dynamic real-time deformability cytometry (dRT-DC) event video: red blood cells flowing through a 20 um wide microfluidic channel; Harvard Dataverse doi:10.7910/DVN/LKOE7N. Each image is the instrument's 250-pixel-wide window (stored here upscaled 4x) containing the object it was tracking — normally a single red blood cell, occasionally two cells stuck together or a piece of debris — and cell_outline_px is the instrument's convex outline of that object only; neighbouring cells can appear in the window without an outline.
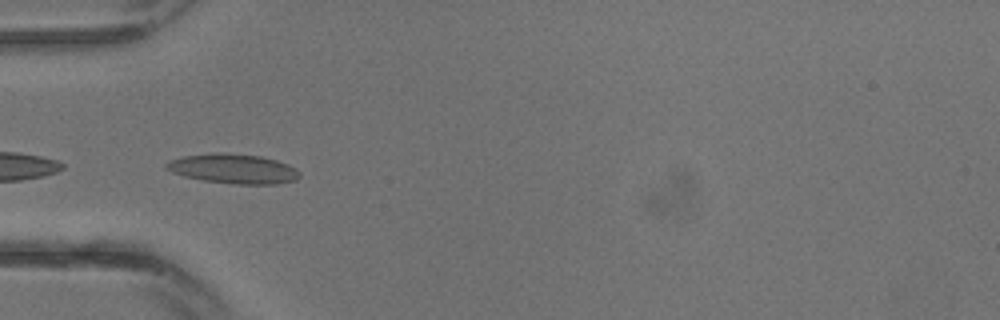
{"species": "common noctule bat (a hibernating species)", "species_latin": "Nyctalus noctula", "temperature_condition": "warm", "stored_images_in_passage": 30, "camera_frame_rate_fps": 3000, "um_per_image_px": 0.085, "animal": {"sex": "male", "body_mass_g": 13.3}, "frame": {"image": 1, "passage_image": 9, "time_ms": 2.667, "image_size_px": [1000, 320], "cell_outline_px": [[300, 176], [296, 180], [276, 184], [236, 184], [204, 180], [184, 176], [172, 172], [164, 168], [164, 164], [168, 160], [184, 156], [260, 156], [276, 160], [288, 164], [296, 168], [300, 172]], "centroid_in_image_um": [19.88, 14.4], "position_along_channel_um": 65.1, "area_um2": 21.91}}
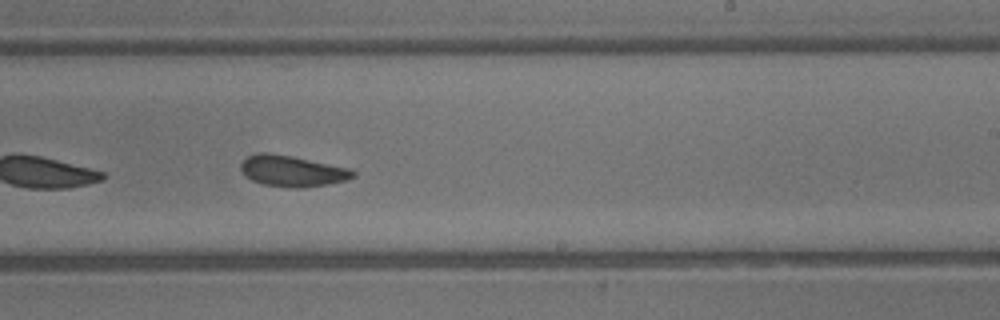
{"frame": {"image": 2, "passage_image": 18, "time_ms": 5.667, "image_size_px": [1000, 320], "cell_outline_px": [[356, 176], [348, 180], [328, 184], [300, 188], [292, 188], [264, 184], [252, 180], [240, 168], [240, 164], [248, 156], [256, 152], [268, 152], [292, 156], [348, 168], [356, 172]], "centroid_in_image_um": [24.86, 14.53], "position_along_channel_um": 264.1, "area_um2": 20.17}}
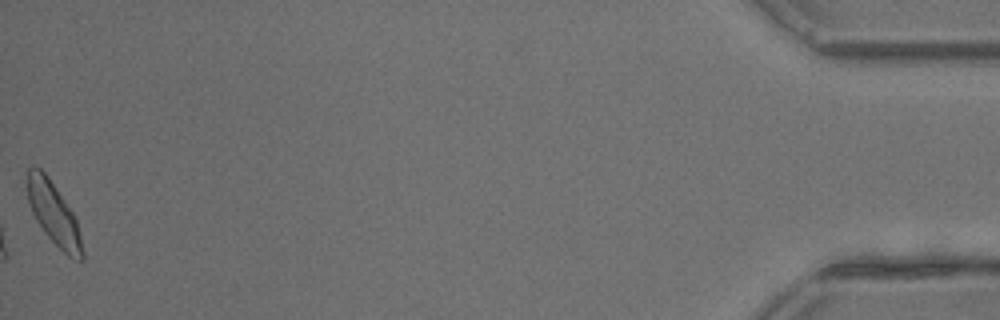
{"frame": {"image": 3, "passage_image": 30, "time_ms": 9.667, "image_size_px": [1000, 320], "cell_outline_px": [[84, 260], [80, 260], [68, 256], [44, 232], [36, 220], [28, 204], [28, 168], [32, 164], [40, 168], [48, 176], [76, 216], [84, 252]], "centroid_in_image_um": [4.58, 18.15], "position_along_channel_um": 430.6, "area_um2": 20.0}}